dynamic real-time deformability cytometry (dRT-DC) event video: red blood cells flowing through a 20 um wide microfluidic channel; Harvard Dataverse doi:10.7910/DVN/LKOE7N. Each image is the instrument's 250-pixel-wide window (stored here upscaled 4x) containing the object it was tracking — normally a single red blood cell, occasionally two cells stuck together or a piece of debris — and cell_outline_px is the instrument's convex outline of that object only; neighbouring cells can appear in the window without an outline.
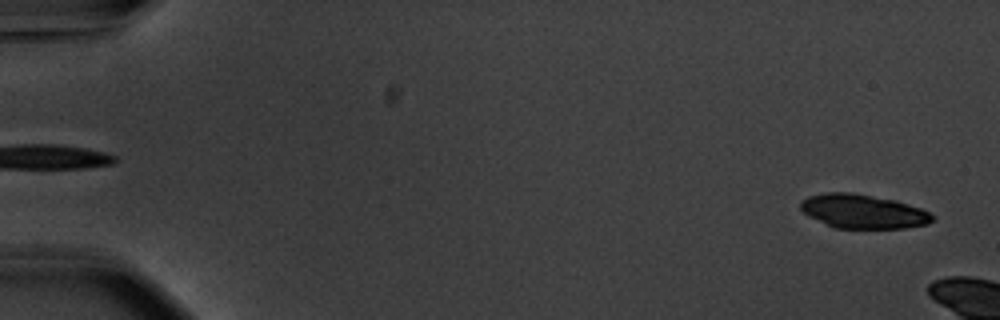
{"species": "common noctule bat (a hibernating species)", "species_latin": "Nyctalus noctula", "temperature_condition": "warm", "stored_images_in_passage": 6, "camera_frame_rate_fps": 3000, "um_per_image_px": 0.085, "animal": {"sex": "male", "body_mass_g": 20.1, "forearm_length_mm": 53.5}, "frame": {"image": 1, "passage_image": 2, "time_ms": 0.333, "image_size_px": [1000, 320], "cell_outline_px": [[936, 220], [928, 224], [904, 228], [836, 228], [808, 216], [800, 208], [800, 200], [808, 196], [828, 192], [852, 192], [896, 200], [920, 208], [936, 216]], "centroid_in_image_um": [73.38, 17.96], "position_along_channel_um": 11.6, "area_um2": 26.24}}